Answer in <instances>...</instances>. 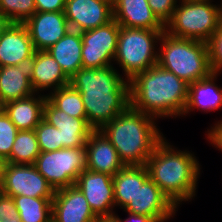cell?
Here are the masks:
<instances>
[{
	"mask_svg": "<svg viewBox=\"0 0 222 222\" xmlns=\"http://www.w3.org/2000/svg\"><path fill=\"white\" fill-rule=\"evenodd\" d=\"M34 166L54 190L72 186L79 174L86 170V149L78 147L41 152Z\"/></svg>",
	"mask_w": 222,
	"mask_h": 222,
	"instance_id": "obj_8",
	"label": "cell"
},
{
	"mask_svg": "<svg viewBox=\"0 0 222 222\" xmlns=\"http://www.w3.org/2000/svg\"><path fill=\"white\" fill-rule=\"evenodd\" d=\"M70 84L81 94L87 123L100 130L130 105V81L113 65L104 68H81Z\"/></svg>",
	"mask_w": 222,
	"mask_h": 222,
	"instance_id": "obj_1",
	"label": "cell"
},
{
	"mask_svg": "<svg viewBox=\"0 0 222 222\" xmlns=\"http://www.w3.org/2000/svg\"><path fill=\"white\" fill-rule=\"evenodd\" d=\"M86 169L114 177L125 165L117 150L100 130H93L85 145Z\"/></svg>",
	"mask_w": 222,
	"mask_h": 222,
	"instance_id": "obj_18",
	"label": "cell"
},
{
	"mask_svg": "<svg viewBox=\"0 0 222 222\" xmlns=\"http://www.w3.org/2000/svg\"><path fill=\"white\" fill-rule=\"evenodd\" d=\"M31 84L35 93L48 90V88L51 93V91L70 84V79L47 51H35Z\"/></svg>",
	"mask_w": 222,
	"mask_h": 222,
	"instance_id": "obj_21",
	"label": "cell"
},
{
	"mask_svg": "<svg viewBox=\"0 0 222 222\" xmlns=\"http://www.w3.org/2000/svg\"><path fill=\"white\" fill-rule=\"evenodd\" d=\"M97 222H118L113 216L99 218Z\"/></svg>",
	"mask_w": 222,
	"mask_h": 222,
	"instance_id": "obj_40",
	"label": "cell"
},
{
	"mask_svg": "<svg viewBox=\"0 0 222 222\" xmlns=\"http://www.w3.org/2000/svg\"><path fill=\"white\" fill-rule=\"evenodd\" d=\"M5 165H6V159L0 155V183H1Z\"/></svg>",
	"mask_w": 222,
	"mask_h": 222,
	"instance_id": "obj_39",
	"label": "cell"
},
{
	"mask_svg": "<svg viewBox=\"0 0 222 222\" xmlns=\"http://www.w3.org/2000/svg\"><path fill=\"white\" fill-rule=\"evenodd\" d=\"M164 32L165 30L120 26L114 61L122 68L124 72L122 74H125L128 81L157 64L158 51L156 49Z\"/></svg>",
	"mask_w": 222,
	"mask_h": 222,
	"instance_id": "obj_6",
	"label": "cell"
},
{
	"mask_svg": "<svg viewBox=\"0 0 222 222\" xmlns=\"http://www.w3.org/2000/svg\"><path fill=\"white\" fill-rule=\"evenodd\" d=\"M30 35L35 51H46L69 30L64 12L36 11L23 23Z\"/></svg>",
	"mask_w": 222,
	"mask_h": 222,
	"instance_id": "obj_14",
	"label": "cell"
},
{
	"mask_svg": "<svg viewBox=\"0 0 222 222\" xmlns=\"http://www.w3.org/2000/svg\"><path fill=\"white\" fill-rule=\"evenodd\" d=\"M33 69L34 53L16 66L0 67V107L35 94L31 84Z\"/></svg>",
	"mask_w": 222,
	"mask_h": 222,
	"instance_id": "obj_17",
	"label": "cell"
},
{
	"mask_svg": "<svg viewBox=\"0 0 222 222\" xmlns=\"http://www.w3.org/2000/svg\"><path fill=\"white\" fill-rule=\"evenodd\" d=\"M129 214L126 219L122 220V218L119 217V215H116L115 213L113 214V217L118 221V222H155L150 216L148 215H139V214H132V213H127Z\"/></svg>",
	"mask_w": 222,
	"mask_h": 222,
	"instance_id": "obj_37",
	"label": "cell"
},
{
	"mask_svg": "<svg viewBox=\"0 0 222 222\" xmlns=\"http://www.w3.org/2000/svg\"><path fill=\"white\" fill-rule=\"evenodd\" d=\"M43 119L60 129V142L63 148L85 147L86 141L94 130L87 118H75L56 108L47 98L43 108Z\"/></svg>",
	"mask_w": 222,
	"mask_h": 222,
	"instance_id": "obj_16",
	"label": "cell"
},
{
	"mask_svg": "<svg viewBox=\"0 0 222 222\" xmlns=\"http://www.w3.org/2000/svg\"><path fill=\"white\" fill-rule=\"evenodd\" d=\"M213 1L180 2L165 32L176 38L206 42L222 26L219 5ZM181 3V4H180Z\"/></svg>",
	"mask_w": 222,
	"mask_h": 222,
	"instance_id": "obj_7",
	"label": "cell"
},
{
	"mask_svg": "<svg viewBox=\"0 0 222 222\" xmlns=\"http://www.w3.org/2000/svg\"><path fill=\"white\" fill-rule=\"evenodd\" d=\"M35 52L23 23H10L0 38V67L16 66Z\"/></svg>",
	"mask_w": 222,
	"mask_h": 222,
	"instance_id": "obj_20",
	"label": "cell"
},
{
	"mask_svg": "<svg viewBox=\"0 0 222 222\" xmlns=\"http://www.w3.org/2000/svg\"><path fill=\"white\" fill-rule=\"evenodd\" d=\"M35 12V0H0V13L11 23H24Z\"/></svg>",
	"mask_w": 222,
	"mask_h": 222,
	"instance_id": "obj_29",
	"label": "cell"
},
{
	"mask_svg": "<svg viewBox=\"0 0 222 222\" xmlns=\"http://www.w3.org/2000/svg\"><path fill=\"white\" fill-rule=\"evenodd\" d=\"M155 121L129 105L100 131L112 143L125 166L146 165L156 145L164 138Z\"/></svg>",
	"mask_w": 222,
	"mask_h": 222,
	"instance_id": "obj_4",
	"label": "cell"
},
{
	"mask_svg": "<svg viewBox=\"0 0 222 222\" xmlns=\"http://www.w3.org/2000/svg\"><path fill=\"white\" fill-rule=\"evenodd\" d=\"M209 62L213 73L222 72V27L207 41Z\"/></svg>",
	"mask_w": 222,
	"mask_h": 222,
	"instance_id": "obj_32",
	"label": "cell"
},
{
	"mask_svg": "<svg viewBox=\"0 0 222 222\" xmlns=\"http://www.w3.org/2000/svg\"><path fill=\"white\" fill-rule=\"evenodd\" d=\"M112 7L113 19L122 27L165 30L147 0H117Z\"/></svg>",
	"mask_w": 222,
	"mask_h": 222,
	"instance_id": "obj_19",
	"label": "cell"
},
{
	"mask_svg": "<svg viewBox=\"0 0 222 222\" xmlns=\"http://www.w3.org/2000/svg\"><path fill=\"white\" fill-rule=\"evenodd\" d=\"M18 131L9 116L0 107V155L5 159L10 156Z\"/></svg>",
	"mask_w": 222,
	"mask_h": 222,
	"instance_id": "obj_31",
	"label": "cell"
},
{
	"mask_svg": "<svg viewBox=\"0 0 222 222\" xmlns=\"http://www.w3.org/2000/svg\"><path fill=\"white\" fill-rule=\"evenodd\" d=\"M120 25L113 19L108 24L81 32L83 68L114 65Z\"/></svg>",
	"mask_w": 222,
	"mask_h": 222,
	"instance_id": "obj_9",
	"label": "cell"
},
{
	"mask_svg": "<svg viewBox=\"0 0 222 222\" xmlns=\"http://www.w3.org/2000/svg\"><path fill=\"white\" fill-rule=\"evenodd\" d=\"M149 177L146 165L124 166L113 177L115 207L124 209L133 200L138 187Z\"/></svg>",
	"mask_w": 222,
	"mask_h": 222,
	"instance_id": "obj_25",
	"label": "cell"
},
{
	"mask_svg": "<svg viewBox=\"0 0 222 222\" xmlns=\"http://www.w3.org/2000/svg\"><path fill=\"white\" fill-rule=\"evenodd\" d=\"M157 64L191 84L211 73L206 42L161 35ZM161 49V50H160Z\"/></svg>",
	"mask_w": 222,
	"mask_h": 222,
	"instance_id": "obj_5",
	"label": "cell"
},
{
	"mask_svg": "<svg viewBox=\"0 0 222 222\" xmlns=\"http://www.w3.org/2000/svg\"><path fill=\"white\" fill-rule=\"evenodd\" d=\"M83 193L75 186L55 190L52 200V222H97Z\"/></svg>",
	"mask_w": 222,
	"mask_h": 222,
	"instance_id": "obj_15",
	"label": "cell"
},
{
	"mask_svg": "<svg viewBox=\"0 0 222 222\" xmlns=\"http://www.w3.org/2000/svg\"><path fill=\"white\" fill-rule=\"evenodd\" d=\"M0 191L8 196L53 198L55 190L37 171L34 164H11L6 162Z\"/></svg>",
	"mask_w": 222,
	"mask_h": 222,
	"instance_id": "obj_10",
	"label": "cell"
},
{
	"mask_svg": "<svg viewBox=\"0 0 222 222\" xmlns=\"http://www.w3.org/2000/svg\"><path fill=\"white\" fill-rule=\"evenodd\" d=\"M41 152H52L63 149L60 142V129L46 122L44 119L34 129Z\"/></svg>",
	"mask_w": 222,
	"mask_h": 222,
	"instance_id": "obj_30",
	"label": "cell"
},
{
	"mask_svg": "<svg viewBox=\"0 0 222 222\" xmlns=\"http://www.w3.org/2000/svg\"><path fill=\"white\" fill-rule=\"evenodd\" d=\"M176 149L164 137L156 145L146 167L149 177L178 208L181 202L191 201L195 196L201 165L190 151Z\"/></svg>",
	"mask_w": 222,
	"mask_h": 222,
	"instance_id": "obj_3",
	"label": "cell"
},
{
	"mask_svg": "<svg viewBox=\"0 0 222 222\" xmlns=\"http://www.w3.org/2000/svg\"><path fill=\"white\" fill-rule=\"evenodd\" d=\"M81 32L69 30L59 41L46 50L70 79L82 65Z\"/></svg>",
	"mask_w": 222,
	"mask_h": 222,
	"instance_id": "obj_24",
	"label": "cell"
},
{
	"mask_svg": "<svg viewBox=\"0 0 222 222\" xmlns=\"http://www.w3.org/2000/svg\"><path fill=\"white\" fill-rule=\"evenodd\" d=\"M148 4L157 16V18L165 25L172 17L173 12L178 5V0H147Z\"/></svg>",
	"mask_w": 222,
	"mask_h": 222,
	"instance_id": "obj_33",
	"label": "cell"
},
{
	"mask_svg": "<svg viewBox=\"0 0 222 222\" xmlns=\"http://www.w3.org/2000/svg\"><path fill=\"white\" fill-rule=\"evenodd\" d=\"M124 211L132 214L148 215L155 222H167L174 217L178 208L167 198L159 186L148 177L138 187L137 192Z\"/></svg>",
	"mask_w": 222,
	"mask_h": 222,
	"instance_id": "obj_12",
	"label": "cell"
},
{
	"mask_svg": "<svg viewBox=\"0 0 222 222\" xmlns=\"http://www.w3.org/2000/svg\"><path fill=\"white\" fill-rule=\"evenodd\" d=\"M10 23L11 22L0 13V38L3 31L8 27Z\"/></svg>",
	"mask_w": 222,
	"mask_h": 222,
	"instance_id": "obj_38",
	"label": "cell"
},
{
	"mask_svg": "<svg viewBox=\"0 0 222 222\" xmlns=\"http://www.w3.org/2000/svg\"><path fill=\"white\" fill-rule=\"evenodd\" d=\"M218 75L212 72L208 77L189 84L188 99L182 117L194 109L204 113L222 109V88L215 83Z\"/></svg>",
	"mask_w": 222,
	"mask_h": 222,
	"instance_id": "obj_23",
	"label": "cell"
},
{
	"mask_svg": "<svg viewBox=\"0 0 222 222\" xmlns=\"http://www.w3.org/2000/svg\"><path fill=\"white\" fill-rule=\"evenodd\" d=\"M0 222H22L13 197L0 191Z\"/></svg>",
	"mask_w": 222,
	"mask_h": 222,
	"instance_id": "obj_34",
	"label": "cell"
},
{
	"mask_svg": "<svg viewBox=\"0 0 222 222\" xmlns=\"http://www.w3.org/2000/svg\"><path fill=\"white\" fill-rule=\"evenodd\" d=\"M46 98V94L35 93L27 98L9 101L1 108L19 131L34 130L43 119Z\"/></svg>",
	"mask_w": 222,
	"mask_h": 222,
	"instance_id": "obj_22",
	"label": "cell"
},
{
	"mask_svg": "<svg viewBox=\"0 0 222 222\" xmlns=\"http://www.w3.org/2000/svg\"><path fill=\"white\" fill-rule=\"evenodd\" d=\"M188 86L158 64L130 80V105L155 119L179 117L185 111Z\"/></svg>",
	"mask_w": 222,
	"mask_h": 222,
	"instance_id": "obj_2",
	"label": "cell"
},
{
	"mask_svg": "<svg viewBox=\"0 0 222 222\" xmlns=\"http://www.w3.org/2000/svg\"><path fill=\"white\" fill-rule=\"evenodd\" d=\"M22 222H52L53 198L14 196Z\"/></svg>",
	"mask_w": 222,
	"mask_h": 222,
	"instance_id": "obj_26",
	"label": "cell"
},
{
	"mask_svg": "<svg viewBox=\"0 0 222 222\" xmlns=\"http://www.w3.org/2000/svg\"><path fill=\"white\" fill-rule=\"evenodd\" d=\"M58 109L75 118H87L81 94L71 84L62 86L46 95Z\"/></svg>",
	"mask_w": 222,
	"mask_h": 222,
	"instance_id": "obj_28",
	"label": "cell"
},
{
	"mask_svg": "<svg viewBox=\"0 0 222 222\" xmlns=\"http://www.w3.org/2000/svg\"><path fill=\"white\" fill-rule=\"evenodd\" d=\"M66 0H35L36 11L64 12Z\"/></svg>",
	"mask_w": 222,
	"mask_h": 222,
	"instance_id": "obj_35",
	"label": "cell"
},
{
	"mask_svg": "<svg viewBox=\"0 0 222 222\" xmlns=\"http://www.w3.org/2000/svg\"><path fill=\"white\" fill-rule=\"evenodd\" d=\"M180 2H197V1H211V0H179Z\"/></svg>",
	"mask_w": 222,
	"mask_h": 222,
	"instance_id": "obj_41",
	"label": "cell"
},
{
	"mask_svg": "<svg viewBox=\"0 0 222 222\" xmlns=\"http://www.w3.org/2000/svg\"><path fill=\"white\" fill-rule=\"evenodd\" d=\"M64 14L70 30L83 32L113 20V7L103 0H66Z\"/></svg>",
	"mask_w": 222,
	"mask_h": 222,
	"instance_id": "obj_13",
	"label": "cell"
},
{
	"mask_svg": "<svg viewBox=\"0 0 222 222\" xmlns=\"http://www.w3.org/2000/svg\"><path fill=\"white\" fill-rule=\"evenodd\" d=\"M219 12H220V20L222 22V0H221V2L219 4Z\"/></svg>",
	"mask_w": 222,
	"mask_h": 222,
	"instance_id": "obj_42",
	"label": "cell"
},
{
	"mask_svg": "<svg viewBox=\"0 0 222 222\" xmlns=\"http://www.w3.org/2000/svg\"><path fill=\"white\" fill-rule=\"evenodd\" d=\"M75 186L98 218L113 216L116 208L112 176L86 169L79 174Z\"/></svg>",
	"mask_w": 222,
	"mask_h": 222,
	"instance_id": "obj_11",
	"label": "cell"
},
{
	"mask_svg": "<svg viewBox=\"0 0 222 222\" xmlns=\"http://www.w3.org/2000/svg\"><path fill=\"white\" fill-rule=\"evenodd\" d=\"M40 153L35 131H18L10 156L6 159V162L11 164H34Z\"/></svg>",
	"mask_w": 222,
	"mask_h": 222,
	"instance_id": "obj_27",
	"label": "cell"
},
{
	"mask_svg": "<svg viewBox=\"0 0 222 222\" xmlns=\"http://www.w3.org/2000/svg\"><path fill=\"white\" fill-rule=\"evenodd\" d=\"M103 1L109 3L111 6H113L117 0H103Z\"/></svg>",
	"mask_w": 222,
	"mask_h": 222,
	"instance_id": "obj_43",
	"label": "cell"
},
{
	"mask_svg": "<svg viewBox=\"0 0 222 222\" xmlns=\"http://www.w3.org/2000/svg\"><path fill=\"white\" fill-rule=\"evenodd\" d=\"M206 133L207 140H210L212 146L222 151V120L216 122Z\"/></svg>",
	"mask_w": 222,
	"mask_h": 222,
	"instance_id": "obj_36",
	"label": "cell"
}]
</instances>
